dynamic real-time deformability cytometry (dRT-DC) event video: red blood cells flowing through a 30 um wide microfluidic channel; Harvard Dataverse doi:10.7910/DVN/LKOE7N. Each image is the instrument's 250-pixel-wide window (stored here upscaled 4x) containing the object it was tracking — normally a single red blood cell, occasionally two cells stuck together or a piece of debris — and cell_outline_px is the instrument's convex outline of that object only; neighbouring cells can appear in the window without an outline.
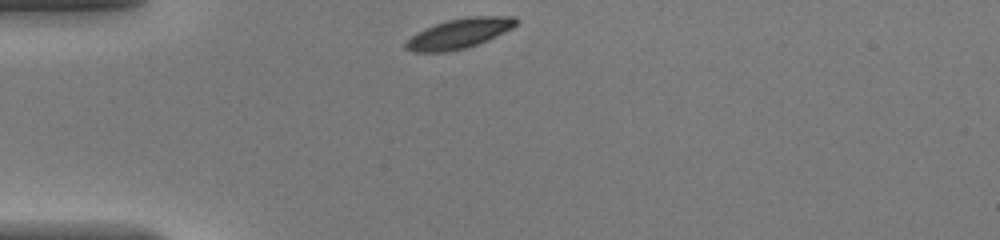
{"species": "common noctule bat (a hibernating species)", "species_latin": "Nyctalus noctula", "temperature_condition": "warm", "stored_images_in_passage": 29, "camera_frame_rate_fps": 3000, "um_per_image_px": 0.085, "animal": {"sex": "female", "body_mass_g": 20.0, "forearm_length_mm": 54.0}, "frame": {"image": 1, "passage_image": 1, "time_ms": 0.0, "image_size_px": [1000, 240], "cell_outline_px": [[516, 24], [512, 28], [488, 40], [464, 48], [448, 52], [412, 52], [404, 48], [404, 44], [416, 32], [424, 28], [448, 20], [468, 16], [516, 16]], "centroid_in_image_um": [39.0, 2.85], "position_along_channel_um": 46.0, "area_um2": 19.13}}
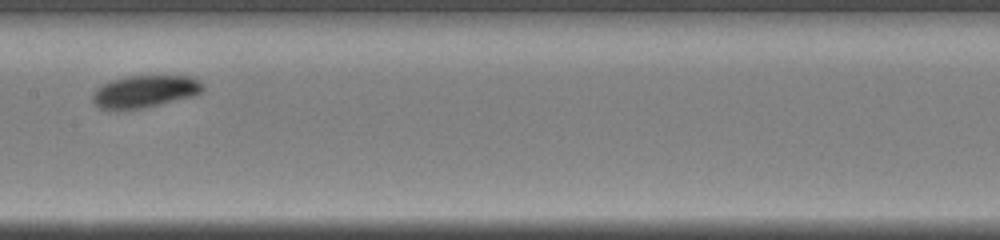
{"frame": {"image": 2, "passage_image": 13, "time_ms": 4.0, "image_size_px": [1000, 240], "cell_outline_px": [[204, 88], [200, 92], [192, 96], [144, 108], [100, 108], [92, 100], [92, 96], [96, 88], [100, 84], [112, 80], [128, 76], [192, 76], [204, 84]], "centroid_in_image_um": [12.32, 7.75], "position_along_channel_um": 195.1, "area_um2": 20.4}}
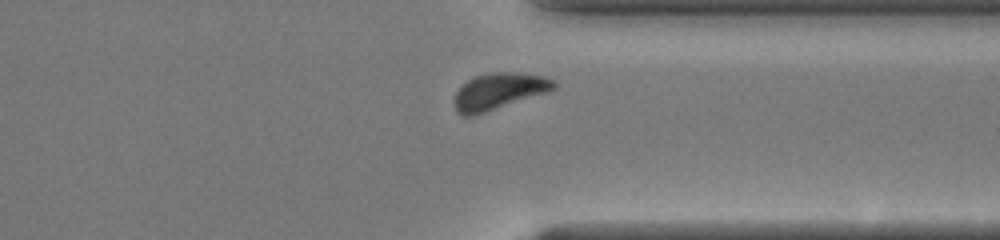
{"frame": {"image": 3, "passage_image": 25, "time_ms": 8.0, "image_size_px": [1000, 240], "cell_outline_px": [[556, 88], [548, 92], [472, 116], [464, 116], [456, 112], [452, 100], [456, 92], [468, 80], [476, 76], [488, 72], [516, 72], [544, 76], [556, 80]], "centroid_in_image_um": [42.4, 7.75], "position_along_channel_um": 369.0, "area_um2": 21.21}}